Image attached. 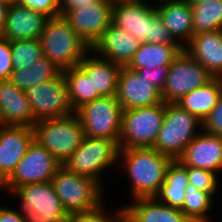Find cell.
<instances>
[{
    "label": "cell",
    "mask_w": 222,
    "mask_h": 222,
    "mask_svg": "<svg viewBox=\"0 0 222 222\" xmlns=\"http://www.w3.org/2000/svg\"><path fill=\"white\" fill-rule=\"evenodd\" d=\"M174 159L153 147L120 149L118 163L130 183L129 200L155 197L164 183L168 166ZM130 188V189H129Z\"/></svg>",
    "instance_id": "1"
},
{
    "label": "cell",
    "mask_w": 222,
    "mask_h": 222,
    "mask_svg": "<svg viewBox=\"0 0 222 222\" xmlns=\"http://www.w3.org/2000/svg\"><path fill=\"white\" fill-rule=\"evenodd\" d=\"M39 40L43 56L62 71L78 66L91 49L59 15L46 20Z\"/></svg>",
    "instance_id": "2"
},
{
    "label": "cell",
    "mask_w": 222,
    "mask_h": 222,
    "mask_svg": "<svg viewBox=\"0 0 222 222\" xmlns=\"http://www.w3.org/2000/svg\"><path fill=\"white\" fill-rule=\"evenodd\" d=\"M33 130L34 140L62 165L85 138V131L75 112L65 117L36 121Z\"/></svg>",
    "instance_id": "3"
},
{
    "label": "cell",
    "mask_w": 222,
    "mask_h": 222,
    "mask_svg": "<svg viewBox=\"0 0 222 222\" xmlns=\"http://www.w3.org/2000/svg\"><path fill=\"white\" fill-rule=\"evenodd\" d=\"M55 193L69 215L99 207L107 197L105 190L90 177L78 175L61 165L51 180Z\"/></svg>",
    "instance_id": "4"
},
{
    "label": "cell",
    "mask_w": 222,
    "mask_h": 222,
    "mask_svg": "<svg viewBox=\"0 0 222 222\" xmlns=\"http://www.w3.org/2000/svg\"><path fill=\"white\" fill-rule=\"evenodd\" d=\"M118 141L85 136L81 145L70 155L63 166L78 175L94 179L105 189L106 185L102 184L104 183L102 174L119 164Z\"/></svg>",
    "instance_id": "5"
},
{
    "label": "cell",
    "mask_w": 222,
    "mask_h": 222,
    "mask_svg": "<svg viewBox=\"0 0 222 222\" xmlns=\"http://www.w3.org/2000/svg\"><path fill=\"white\" fill-rule=\"evenodd\" d=\"M9 194L20 202L25 222H65L70 216L51 181L24 184Z\"/></svg>",
    "instance_id": "6"
},
{
    "label": "cell",
    "mask_w": 222,
    "mask_h": 222,
    "mask_svg": "<svg viewBox=\"0 0 222 222\" xmlns=\"http://www.w3.org/2000/svg\"><path fill=\"white\" fill-rule=\"evenodd\" d=\"M202 131V122L176 103H166L163 124L153 148L177 159Z\"/></svg>",
    "instance_id": "7"
},
{
    "label": "cell",
    "mask_w": 222,
    "mask_h": 222,
    "mask_svg": "<svg viewBox=\"0 0 222 222\" xmlns=\"http://www.w3.org/2000/svg\"><path fill=\"white\" fill-rule=\"evenodd\" d=\"M166 103L123 110L119 148L153 147L164 120Z\"/></svg>",
    "instance_id": "8"
},
{
    "label": "cell",
    "mask_w": 222,
    "mask_h": 222,
    "mask_svg": "<svg viewBox=\"0 0 222 222\" xmlns=\"http://www.w3.org/2000/svg\"><path fill=\"white\" fill-rule=\"evenodd\" d=\"M75 113L91 138L119 140L123 108L116 96H103L83 104Z\"/></svg>",
    "instance_id": "9"
},
{
    "label": "cell",
    "mask_w": 222,
    "mask_h": 222,
    "mask_svg": "<svg viewBox=\"0 0 222 222\" xmlns=\"http://www.w3.org/2000/svg\"><path fill=\"white\" fill-rule=\"evenodd\" d=\"M62 164L35 140L18 162L12 174L0 185V191L10 193L28 183L51 181Z\"/></svg>",
    "instance_id": "10"
},
{
    "label": "cell",
    "mask_w": 222,
    "mask_h": 222,
    "mask_svg": "<svg viewBox=\"0 0 222 222\" xmlns=\"http://www.w3.org/2000/svg\"><path fill=\"white\" fill-rule=\"evenodd\" d=\"M214 77L184 49L169 66L161 93L165 103H177L184 95L199 88Z\"/></svg>",
    "instance_id": "11"
},
{
    "label": "cell",
    "mask_w": 222,
    "mask_h": 222,
    "mask_svg": "<svg viewBox=\"0 0 222 222\" xmlns=\"http://www.w3.org/2000/svg\"><path fill=\"white\" fill-rule=\"evenodd\" d=\"M25 92L36 121L65 117L74 113L63 72L56 78L34 85Z\"/></svg>",
    "instance_id": "12"
},
{
    "label": "cell",
    "mask_w": 222,
    "mask_h": 222,
    "mask_svg": "<svg viewBox=\"0 0 222 222\" xmlns=\"http://www.w3.org/2000/svg\"><path fill=\"white\" fill-rule=\"evenodd\" d=\"M113 6L106 0L68 11L63 17L79 37L92 48L111 25Z\"/></svg>",
    "instance_id": "13"
},
{
    "label": "cell",
    "mask_w": 222,
    "mask_h": 222,
    "mask_svg": "<svg viewBox=\"0 0 222 222\" xmlns=\"http://www.w3.org/2000/svg\"><path fill=\"white\" fill-rule=\"evenodd\" d=\"M116 98L123 110L153 106L162 102L161 92L135 70L122 66Z\"/></svg>",
    "instance_id": "14"
},
{
    "label": "cell",
    "mask_w": 222,
    "mask_h": 222,
    "mask_svg": "<svg viewBox=\"0 0 222 222\" xmlns=\"http://www.w3.org/2000/svg\"><path fill=\"white\" fill-rule=\"evenodd\" d=\"M152 4V5H151ZM153 2L139 0L113 7L111 25L150 43L151 20L157 15Z\"/></svg>",
    "instance_id": "15"
},
{
    "label": "cell",
    "mask_w": 222,
    "mask_h": 222,
    "mask_svg": "<svg viewBox=\"0 0 222 222\" xmlns=\"http://www.w3.org/2000/svg\"><path fill=\"white\" fill-rule=\"evenodd\" d=\"M33 141V127L0 125V185L12 174Z\"/></svg>",
    "instance_id": "16"
},
{
    "label": "cell",
    "mask_w": 222,
    "mask_h": 222,
    "mask_svg": "<svg viewBox=\"0 0 222 222\" xmlns=\"http://www.w3.org/2000/svg\"><path fill=\"white\" fill-rule=\"evenodd\" d=\"M177 160L219 174L222 171V137L201 131L185 148Z\"/></svg>",
    "instance_id": "17"
},
{
    "label": "cell",
    "mask_w": 222,
    "mask_h": 222,
    "mask_svg": "<svg viewBox=\"0 0 222 222\" xmlns=\"http://www.w3.org/2000/svg\"><path fill=\"white\" fill-rule=\"evenodd\" d=\"M41 12L11 2L1 37L10 41L40 39L46 20Z\"/></svg>",
    "instance_id": "18"
},
{
    "label": "cell",
    "mask_w": 222,
    "mask_h": 222,
    "mask_svg": "<svg viewBox=\"0 0 222 222\" xmlns=\"http://www.w3.org/2000/svg\"><path fill=\"white\" fill-rule=\"evenodd\" d=\"M158 15L172 39L183 48L194 35L193 11L187 0H155Z\"/></svg>",
    "instance_id": "19"
},
{
    "label": "cell",
    "mask_w": 222,
    "mask_h": 222,
    "mask_svg": "<svg viewBox=\"0 0 222 222\" xmlns=\"http://www.w3.org/2000/svg\"><path fill=\"white\" fill-rule=\"evenodd\" d=\"M35 123L26 92L0 80V125L33 127Z\"/></svg>",
    "instance_id": "20"
},
{
    "label": "cell",
    "mask_w": 222,
    "mask_h": 222,
    "mask_svg": "<svg viewBox=\"0 0 222 222\" xmlns=\"http://www.w3.org/2000/svg\"><path fill=\"white\" fill-rule=\"evenodd\" d=\"M141 44L132 34L110 25L91 49L113 63L127 66Z\"/></svg>",
    "instance_id": "21"
},
{
    "label": "cell",
    "mask_w": 222,
    "mask_h": 222,
    "mask_svg": "<svg viewBox=\"0 0 222 222\" xmlns=\"http://www.w3.org/2000/svg\"><path fill=\"white\" fill-rule=\"evenodd\" d=\"M123 204L124 222H192L181 209L160 202L156 197H142Z\"/></svg>",
    "instance_id": "22"
},
{
    "label": "cell",
    "mask_w": 222,
    "mask_h": 222,
    "mask_svg": "<svg viewBox=\"0 0 222 222\" xmlns=\"http://www.w3.org/2000/svg\"><path fill=\"white\" fill-rule=\"evenodd\" d=\"M184 50L213 77L222 78V30L194 34Z\"/></svg>",
    "instance_id": "23"
},
{
    "label": "cell",
    "mask_w": 222,
    "mask_h": 222,
    "mask_svg": "<svg viewBox=\"0 0 222 222\" xmlns=\"http://www.w3.org/2000/svg\"><path fill=\"white\" fill-rule=\"evenodd\" d=\"M94 84V92L103 96H116L118 76L122 66L99 56L90 49L79 63Z\"/></svg>",
    "instance_id": "24"
},
{
    "label": "cell",
    "mask_w": 222,
    "mask_h": 222,
    "mask_svg": "<svg viewBox=\"0 0 222 222\" xmlns=\"http://www.w3.org/2000/svg\"><path fill=\"white\" fill-rule=\"evenodd\" d=\"M222 94V78L214 77L207 84L184 95L176 104L201 122L211 113Z\"/></svg>",
    "instance_id": "25"
},
{
    "label": "cell",
    "mask_w": 222,
    "mask_h": 222,
    "mask_svg": "<svg viewBox=\"0 0 222 222\" xmlns=\"http://www.w3.org/2000/svg\"><path fill=\"white\" fill-rule=\"evenodd\" d=\"M183 49L180 44L142 42L126 67L129 69H143L145 67L170 66Z\"/></svg>",
    "instance_id": "26"
},
{
    "label": "cell",
    "mask_w": 222,
    "mask_h": 222,
    "mask_svg": "<svg viewBox=\"0 0 222 222\" xmlns=\"http://www.w3.org/2000/svg\"><path fill=\"white\" fill-rule=\"evenodd\" d=\"M188 184L186 166L175 159L168 166L164 183L155 197L165 205L182 209L186 193L185 187Z\"/></svg>",
    "instance_id": "27"
},
{
    "label": "cell",
    "mask_w": 222,
    "mask_h": 222,
    "mask_svg": "<svg viewBox=\"0 0 222 222\" xmlns=\"http://www.w3.org/2000/svg\"><path fill=\"white\" fill-rule=\"evenodd\" d=\"M62 72L44 56L22 69L13 70L9 81L17 88L26 91L34 85L56 78Z\"/></svg>",
    "instance_id": "28"
},
{
    "label": "cell",
    "mask_w": 222,
    "mask_h": 222,
    "mask_svg": "<svg viewBox=\"0 0 222 222\" xmlns=\"http://www.w3.org/2000/svg\"><path fill=\"white\" fill-rule=\"evenodd\" d=\"M68 87V98L74 112L83 104L102 97L94 92V84L78 65L62 71Z\"/></svg>",
    "instance_id": "29"
},
{
    "label": "cell",
    "mask_w": 222,
    "mask_h": 222,
    "mask_svg": "<svg viewBox=\"0 0 222 222\" xmlns=\"http://www.w3.org/2000/svg\"><path fill=\"white\" fill-rule=\"evenodd\" d=\"M185 192L181 211L192 222H213V217L209 213L215 205L214 196L217 193L200 191L191 183L185 187Z\"/></svg>",
    "instance_id": "30"
},
{
    "label": "cell",
    "mask_w": 222,
    "mask_h": 222,
    "mask_svg": "<svg viewBox=\"0 0 222 222\" xmlns=\"http://www.w3.org/2000/svg\"><path fill=\"white\" fill-rule=\"evenodd\" d=\"M194 34L222 30V0L191 4Z\"/></svg>",
    "instance_id": "31"
},
{
    "label": "cell",
    "mask_w": 222,
    "mask_h": 222,
    "mask_svg": "<svg viewBox=\"0 0 222 222\" xmlns=\"http://www.w3.org/2000/svg\"><path fill=\"white\" fill-rule=\"evenodd\" d=\"M11 56L13 70L22 69L43 57L40 40L11 41Z\"/></svg>",
    "instance_id": "32"
},
{
    "label": "cell",
    "mask_w": 222,
    "mask_h": 222,
    "mask_svg": "<svg viewBox=\"0 0 222 222\" xmlns=\"http://www.w3.org/2000/svg\"><path fill=\"white\" fill-rule=\"evenodd\" d=\"M116 209V210H115ZM113 211L109 210L106 202L92 211L74 213L68 217V222H124V208L117 206ZM111 211V213H110ZM114 212V213H113Z\"/></svg>",
    "instance_id": "33"
},
{
    "label": "cell",
    "mask_w": 222,
    "mask_h": 222,
    "mask_svg": "<svg viewBox=\"0 0 222 222\" xmlns=\"http://www.w3.org/2000/svg\"><path fill=\"white\" fill-rule=\"evenodd\" d=\"M189 183L194 184L200 191L217 192L220 184L219 176L211 171L197 167L186 166Z\"/></svg>",
    "instance_id": "34"
},
{
    "label": "cell",
    "mask_w": 222,
    "mask_h": 222,
    "mask_svg": "<svg viewBox=\"0 0 222 222\" xmlns=\"http://www.w3.org/2000/svg\"><path fill=\"white\" fill-rule=\"evenodd\" d=\"M26 8L43 13L48 18L59 15L60 0H16Z\"/></svg>",
    "instance_id": "35"
},
{
    "label": "cell",
    "mask_w": 222,
    "mask_h": 222,
    "mask_svg": "<svg viewBox=\"0 0 222 222\" xmlns=\"http://www.w3.org/2000/svg\"><path fill=\"white\" fill-rule=\"evenodd\" d=\"M202 130L222 137V94L211 113L202 122Z\"/></svg>",
    "instance_id": "36"
},
{
    "label": "cell",
    "mask_w": 222,
    "mask_h": 222,
    "mask_svg": "<svg viewBox=\"0 0 222 222\" xmlns=\"http://www.w3.org/2000/svg\"><path fill=\"white\" fill-rule=\"evenodd\" d=\"M131 70H135L141 77H145L155 88H157L162 93L165 86L169 66H160L157 68L145 67L143 69Z\"/></svg>",
    "instance_id": "37"
},
{
    "label": "cell",
    "mask_w": 222,
    "mask_h": 222,
    "mask_svg": "<svg viewBox=\"0 0 222 222\" xmlns=\"http://www.w3.org/2000/svg\"><path fill=\"white\" fill-rule=\"evenodd\" d=\"M150 43L179 44L172 39L168 29L164 26L163 20L158 14L151 20Z\"/></svg>",
    "instance_id": "38"
},
{
    "label": "cell",
    "mask_w": 222,
    "mask_h": 222,
    "mask_svg": "<svg viewBox=\"0 0 222 222\" xmlns=\"http://www.w3.org/2000/svg\"><path fill=\"white\" fill-rule=\"evenodd\" d=\"M12 71L11 41L0 36V80H9Z\"/></svg>",
    "instance_id": "39"
},
{
    "label": "cell",
    "mask_w": 222,
    "mask_h": 222,
    "mask_svg": "<svg viewBox=\"0 0 222 222\" xmlns=\"http://www.w3.org/2000/svg\"><path fill=\"white\" fill-rule=\"evenodd\" d=\"M14 207L0 205V222H25L21 212Z\"/></svg>",
    "instance_id": "40"
},
{
    "label": "cell",
    "mask_w": 222,
    "mask_h": 222,
    "mask_svg": "<svg viewBox=\"0 0 222 222\" xmlns=\"http://www.w3.org/2000/svg\"><path fill=\"white\" fill-rule=\"evenodd\" d=\"M98 0H60L59 16H63L68 11L80 8L81 6L94 5Z\"/></svg>",
    "instance_id": "41"
},
{
    "label": "cell",
    "mask_w": 222,
    "mask_h": 222,
    "mask_svg": "<svg viewBox=\"0 0 222 222\" xmlns=\"http://www.w3.org/2000/svg\"><path fill=\"white\" fill-rule=\"evenodd\" d=\"M9 0H0V36L3 32L6 18H7V10L10 5Z\"/></svg>",
    "instance_id": "42"
},
{
    "label": "cell",
    "mask_w": 222,
    "mask_h": 222,
    "mask_svg": "<svg viewBox=\"0 0 222 222\" xmlns=\"http://www.w3.org/2000/svg\"><path fill=\"white\" fill-rule=\"evenodd\" d=\"M106 1L114 7L121 4H129V3L137 2L139 0H106Z\"/></svg>",
    "instance_id": "43"
},
{
    "label": "cell",
    "mask_w": 222,
    "mask_h": 222,
    "mask_svg": "<svg viewBox=\"0 0 222 222\" xmlns=\"http://www.w3.org/2000/svg\"><path fill=\"white\" fill-rule=\"evenodd\" d=\"M190 4H201L210 0H187Z\"/></svg>",
    "instance_id": "44"
}]
</instances>
